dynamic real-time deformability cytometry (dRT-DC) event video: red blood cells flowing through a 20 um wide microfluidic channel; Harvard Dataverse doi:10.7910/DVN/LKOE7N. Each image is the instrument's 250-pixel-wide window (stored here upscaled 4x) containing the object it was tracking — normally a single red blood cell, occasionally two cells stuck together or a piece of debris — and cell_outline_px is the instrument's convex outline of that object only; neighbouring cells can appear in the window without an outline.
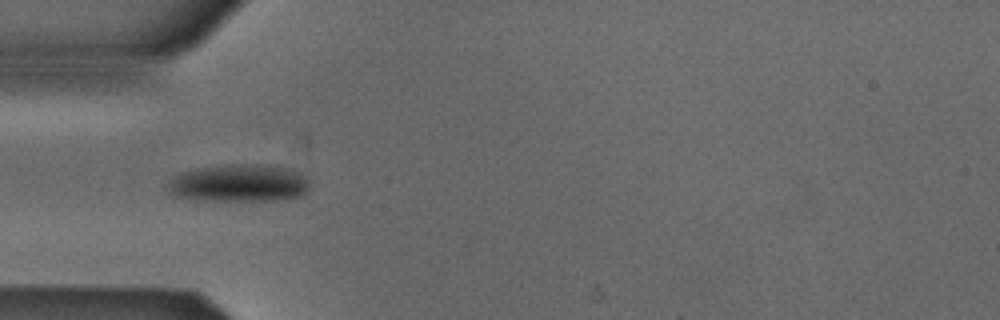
{"species": "Egyptian fruit bat (a non-hibernating species)", "species_latin": "Rousettus aegyptiacus", "temperature_condition": "cold", "stored_images_in_passage": 4, "camera_frame_rate_fps": 3000, "um_per_image_px": 0.085, "animal": {"sex": "male"}, "frame": {"image": 1, "passage_image": 3, "time_ms": 0.667, "image_size_px": [1000, 320], "cell_outline_px": [[308, 188], [300, 196], [276, 200], [196, 200], [172, 196], [168, 192], [168, 184], [172, 176], [196, 168], [224, 164], [260, 164], [284, 168], [300, 172], [308, 180]], "centroid_in_image_um": [20.25, 15.56], "position_along_channel_um": 64.7, "area_um2": 31.1}}